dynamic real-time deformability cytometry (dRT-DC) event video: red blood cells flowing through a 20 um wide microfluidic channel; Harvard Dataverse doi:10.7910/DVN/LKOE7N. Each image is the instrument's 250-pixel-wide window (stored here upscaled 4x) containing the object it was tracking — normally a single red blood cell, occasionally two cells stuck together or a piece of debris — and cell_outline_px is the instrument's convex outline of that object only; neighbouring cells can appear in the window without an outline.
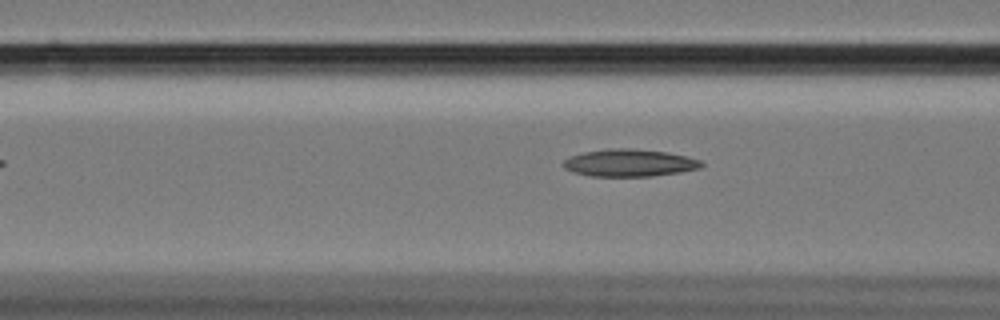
{"species": "Egyptian fruit bat (a non-hibernating species)", "species_latin": "Rousettus aegyptiacus", "temperature_condition": "cold", "stored_images_in_passage": 9, "camera_frame_rate_fps": 3000, "um_per_image_px": 0.085, "animal": {"sex": "female"}, "frame": {"image": 1, "passage_image": 6, "time_ms": 1.667, "image_size_px": [1000, 320], "cell_outline_px": [[704, 164], [700, 168], [680, 172], [652, 176], [592, 176], [572, 172], [564, 168], [560, 164], [564, 160], [572, 156], [584, 152], [608, 148], [632, 148], [668, 152], [700, 160]], "centroid_in_image_um": [53.48, 13.84], "position_along_channel_um": 113.1, "area_um2": 22.02}}